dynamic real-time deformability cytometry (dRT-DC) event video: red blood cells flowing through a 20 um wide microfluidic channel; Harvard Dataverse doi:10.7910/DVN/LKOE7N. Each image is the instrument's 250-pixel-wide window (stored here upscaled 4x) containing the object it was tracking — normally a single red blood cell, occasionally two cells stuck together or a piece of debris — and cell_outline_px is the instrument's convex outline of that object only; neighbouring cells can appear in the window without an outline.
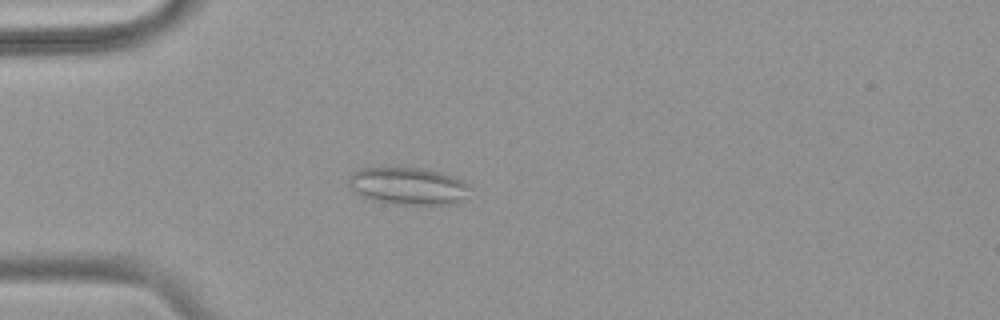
{"species": "common noctule bat (a hibernating species)", "species_latin": "Nyctalus noctula", "temperature_condition": "warm", "stored_images_in_passage": 54, "camera_frame_rate_fps": 3000, "um_per_image_px": 0.085, "animal": {"sex": "female", "body_mass_g": 18.4}, "frame": {"image": 1, "passage_image": 16, "time_ms": 5.0, "image_size_px": [1000, 320], "cell_outline_px": [[472, 200], [456, 204], [384, 204], [372, 200], [356, 192], [348, 184], [348, 176], [352, 172], [360, 168], [416, 168], [440, 172], [464, 180], [472, 188]], "centroid_in_image_um": [34.8, 15.84], "position_along_channel_um": 50.2, "area_um2": 27.05}}
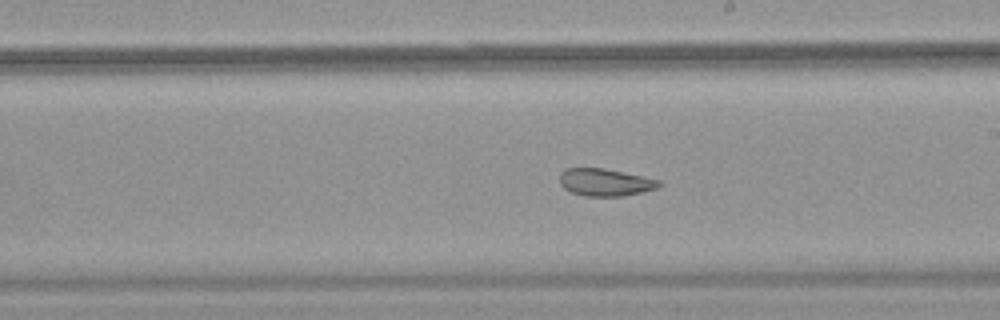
{"frame": {"image": 2, "passage_image": 32, "time_ms": 10.333, "image_size_px": [1000, 320], "cell_outline_px": [[664, 184], [660, 188], [620, 196], [584, 196], [572, 192], [564, 188], [560, 184], [560, 172], [564, 168], [604, 168], [660, 180]], "centroid_in_image_um": [51.45, 15.49], "position_along_channel_um": 237.6, "area_um2": 15.9}}
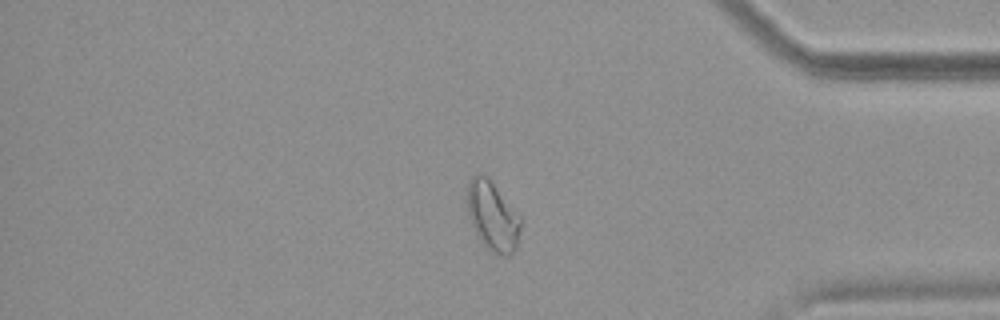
{"frame": {"image": 3, "passage_image": 46, "time_ms": 15.0, "image_size_px": [1000, 320], "cell_outline_px": [[520, 228], [516, 248], [508, 256], [504, 256], [492, 252], [484, 248], [468, 216], [468, 184], [472, 176], [476, 172], [480, 172], [492, 184], [520, 216]], "centroid_in_image_um": [41.85, 18.42], "position_along_channel_um": 393.3, "area_um2": 21.04}, "authors_computed_cell_mechanics": {"area_um2": 21.964, "velocity_mm_per_s": 3.7902, "shape_relaxation_time_tau1_ms": null, "shape_relaxation_time_tau2_ms": 1.4646, "deformation_change_tau1": null, "deformation_change_tau2": 0.0894}}